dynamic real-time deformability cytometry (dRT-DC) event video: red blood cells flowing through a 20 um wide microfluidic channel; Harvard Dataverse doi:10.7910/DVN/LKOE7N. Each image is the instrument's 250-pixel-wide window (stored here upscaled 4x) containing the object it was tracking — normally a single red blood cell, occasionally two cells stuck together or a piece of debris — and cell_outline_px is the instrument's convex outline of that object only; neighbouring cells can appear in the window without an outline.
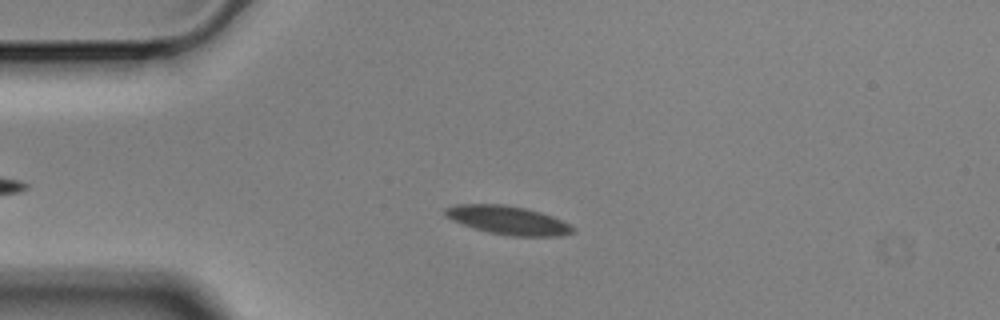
{"species": "Egyptian fruit bat (a non-hibernating species)", "species_latin": "Rousettus aegyptiacus", "temperature_condition": "cold", "stored_images_in_passage": 51, "camera_frame_rate_fps": 3000, "um_per_image_px": 0.085, "animal": {"sex": "male"}, "frame": {"image": 1, "passage_image": 13, "time_ms": 4.0, "image_size_px": [1000, 320], "cell_outline_px": [[576, 232], [564, 236], [512, 236], [488, 232], [472, 228], [452, 220], [444, 216], [444, 208], [456, 204], [500, 204], [524, 208], [540, 212], [552, 216], [576, 228]], "centroid_in_image_um": [43.17, 18.72], "position_along_channel_um": 41.8, "area_um2": 21.33}}
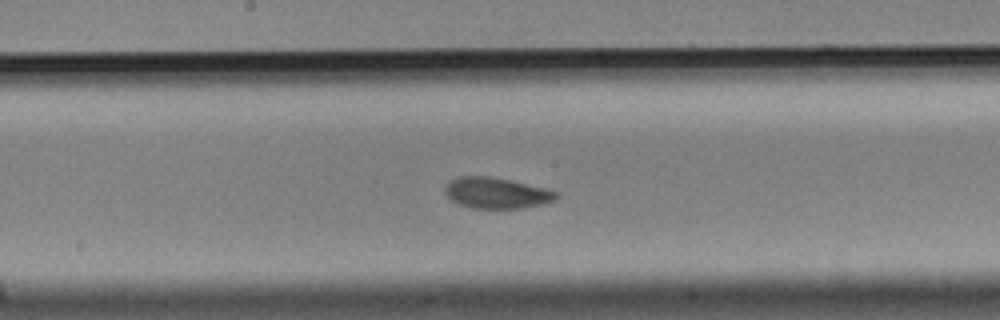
{"frame": {"image": 2, "passage_image": 29, "time_ms": 9.333, "image_size_px": [1000, 320], "cell_outline_px": [[560, 196], [556, 200], [524, 208], [472, 208], [456, 204], [444, 192], [444, 188], [448, 180], [460, 176], [488, 176], [508, 180], [544, 188], [560, 192]], "centroid_in_image_um": [42.18, 16.41], "position_along_channel_um": 206.0, "area_um2": 20.11}}
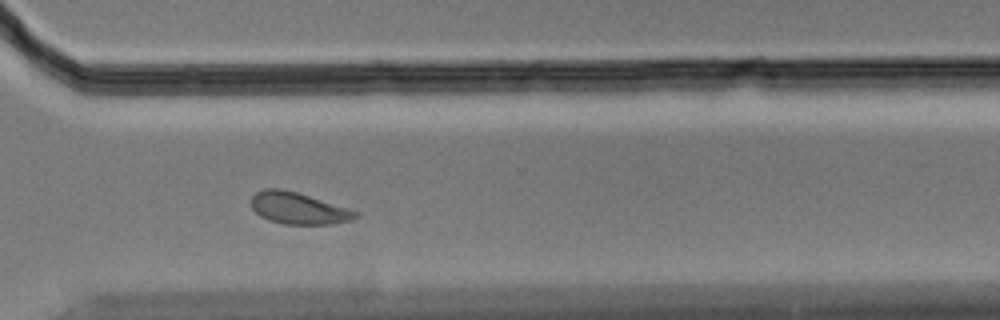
{"frame": {"image": 3, "passage_image": 41, "time_ms": 13.333, "image_size_px": [1000, 320], "cell_outline_px": [[360, 216], [352, 220], [332, 224], [284, 224], [268, 220], [260, 216], [252, 208], [252, 196], [256, 192], [264, 188], [280, 188], [296, 192], [360, 212]], "centroid_in_image_um": [25.37, 17.71], "position_along_channel_um": 345.2, "area_um2": 19.19}, "authors_computed_cell_mechanics": {"area_um2": 20.4612, "velocity_mm_per_s": 3.4827, "shape_relaxation_time_tau1_ms": 2.8457, "shape_relaxation_time_tau2_ms": 5.1849, "deformation_change_tau1": 0.0912, "deformation_change_tau2": 0.0891}}